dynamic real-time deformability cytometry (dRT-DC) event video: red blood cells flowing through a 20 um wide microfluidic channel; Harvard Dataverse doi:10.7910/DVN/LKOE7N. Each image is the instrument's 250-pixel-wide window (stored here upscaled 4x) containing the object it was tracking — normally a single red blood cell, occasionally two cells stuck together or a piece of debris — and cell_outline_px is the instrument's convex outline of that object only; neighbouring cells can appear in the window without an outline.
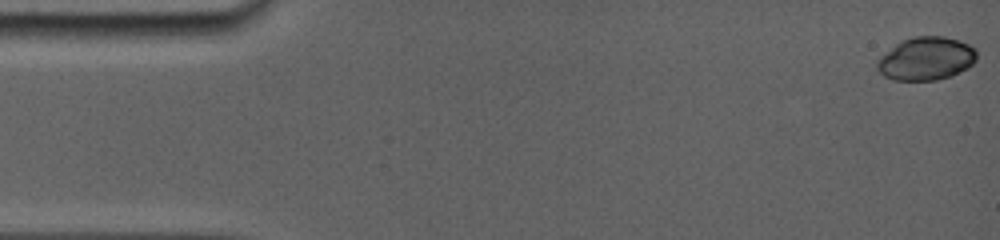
{"species": "common noctule bat (a hibernating species)", "species_latin": "Nyctalus noctula", "temperature_condition": "room temperature", "stored_images_in_passage": 68, "camera_frame_rate_fps": 5000, "um_per_image_px": 0.085, "animal": {"sex": "female", "body_mass_g": 19.0, "forearm_length_mm": 56.7}, "frame": {"image": 1, "passage_image": 1, "time_ms": 0.0, "image_size_px": [1000, 240], "cell_outline_px": [[976, 60], [968, 68], [952, 76], [936, 80], [892, 80], [884, 76], [876, 68], [876, 60], [880, 56], [896, 44], [912, 36], [944, 36], [968, 44], [976, 48]], "centroid_in_image_um": [78.71, 4.99], "position_along_channel_um": 6.3, "area_um2": 25.14}}
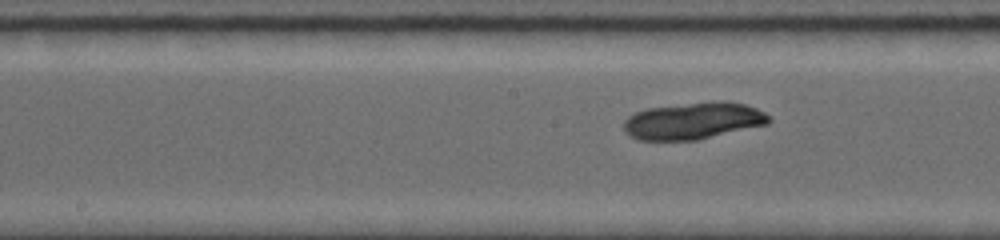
{"frame": {"image": 2, "passage_image": 37, "time_ms": 8.2, "image_size_px": [1000, 240], "cell_outline_px": [[772, 120], [768, 124], [696, 140], [640, 140], [632, 136], [624, 128], [624, 120], [628, 116], [636, 112], [648, 108], [716, 100], [724, 100], [744, 104], [756, 108], [764, 112]], "centroid_in_image_um": [58.96, 10.26], "position_along_channel_um": 189.2, "area_um2": 31.04}}
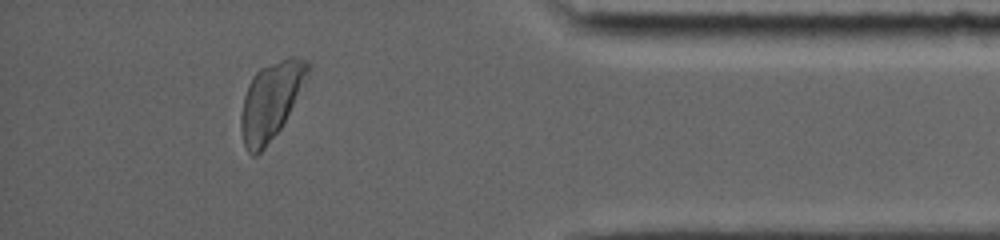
{"frame": {"image": 3, "passage_image": 64, "time_ms": 14.6, "image_size_px": [1000, 240], "cell_outline_px": [[308, 76], [280, 128], [264, 148], [256, 156], [252, 156], [248, 152], [244, 144], [240, 128], [240, 116], [244, 96], [248, 84], [252, 76], [260, 68], [288, 56], [296, 56], [308, 60]], "centroid_in_image_um": [22.99, 8.55], "position_along_channel_um": 412.2, "area_um2": 29.59}, "authors_computed_cell_mechanics": {"area_um2": 29.478, "velocity_mm_per_s": 3.8228, "shape_relaxation_time_tau1_ms": 2.0514, "shape_relaxation_time_tau2_ms": null, "deformation_change_tau1": 0.04, "deformation_change_tau2": null}}